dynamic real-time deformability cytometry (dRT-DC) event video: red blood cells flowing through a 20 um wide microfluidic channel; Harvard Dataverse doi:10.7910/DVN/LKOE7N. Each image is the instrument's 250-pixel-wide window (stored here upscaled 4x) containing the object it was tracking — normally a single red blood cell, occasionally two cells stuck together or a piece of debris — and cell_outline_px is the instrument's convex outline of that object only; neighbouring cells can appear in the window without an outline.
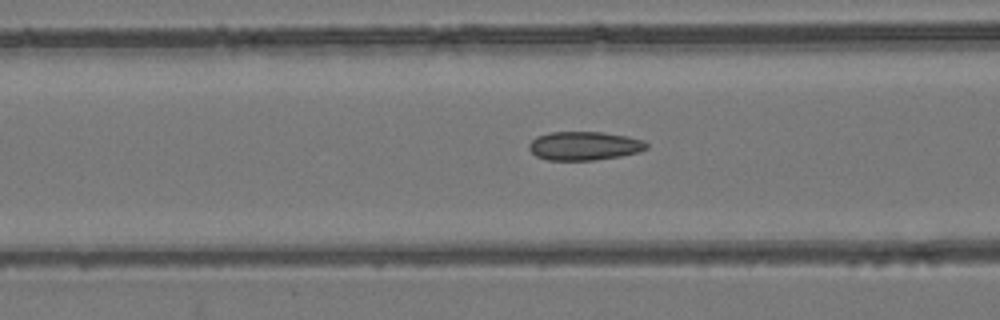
{"species": "common noctule bat (a hibernating species)", "species_latin": "Nyctalus noctula", "temperature_condition": "room temperature", "stored_images_in_passage": 51, "camera_frame_rate_fps": 3000, "um_per_image_px": 0.085, "animal": {"sex": "female", "body_mass_g": 24.6, "forearm_length_mm": 56.2}, "frame": {"image": 1, "passage_image": 18, "time_ms": 5.667, "image_size_px": [1000, 320], "cell_outline_px": [[648, 148], [640, 152], [620, 156], [596, 160], [548, 160], [536, 156], [528, 148], [528, 144], [536, 136], [548, 132], [604, 132], [628, 136], [644, 140], [648, 144]], "centroid_in_image_um": [49.68, 12.39], "position_along_channel_um": 116.9, "area_um2": 19.88}}
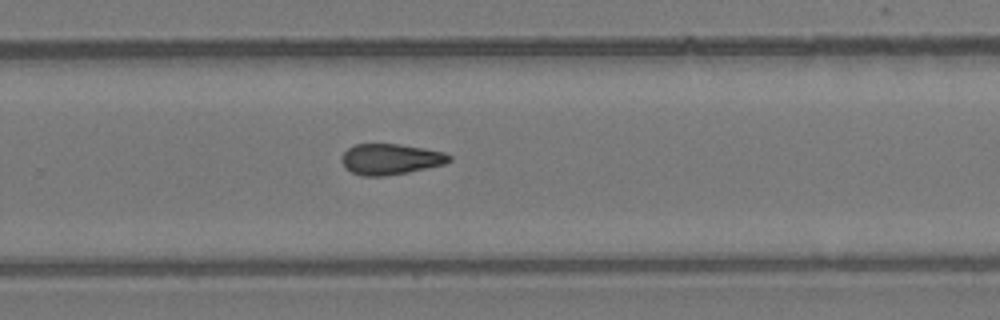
{"frame": {"image": 2, "passage_image": 32, "time_ms": 10.333, "image_size_px": [1000, 320], "cell_outline_px": [[452, 160], [444, 164], [408, 172], [384, 176], [360, 176], [344, 168], [340, 160], [344, 152], [348, 148], [356, 144], [400, 144], [424, 148], [444, 152], [452, 156]], "centroid_in_image_um": [33.18, 13.53], "position_along_channel_um": 296.6, "area_um2": 19.42}}
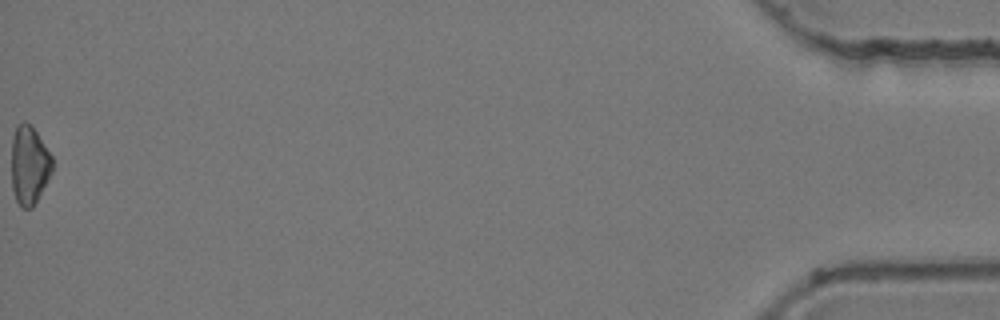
{"frame": {"image": 3, "passage_image": 51, "time_ms": 16.667, "image_size_px": [1000, 320], "cell_outline_px": [[52, 172], [32, 208], [20, 208], [16, 200], [12, 188], [12, 140], [16, 124], [24, 120], [36, 132], [52, 156]], "centroid_in_image_um": [2.47, 14.04], "position_along_channel_um": 432.7, "area_um2": 18.55}, "authors_computed_cell_mechanics": {"area_um2": 19.363, "velocity_mm_per_s": 3.8604, "shape_relaxation_time_tau1_ms": null, "shape_relaxation_time_tau2_ms": 3.4995, "deformation_change_tau1": null, "deformation_change_tau2": 0.0855}}